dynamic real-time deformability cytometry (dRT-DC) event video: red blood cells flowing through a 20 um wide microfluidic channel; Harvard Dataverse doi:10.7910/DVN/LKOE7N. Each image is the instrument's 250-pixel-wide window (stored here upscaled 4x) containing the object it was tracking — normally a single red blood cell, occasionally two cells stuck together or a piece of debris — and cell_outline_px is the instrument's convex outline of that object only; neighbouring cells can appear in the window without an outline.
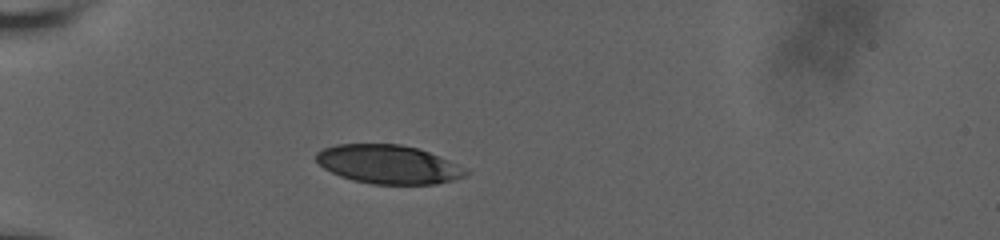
{"species": "human", "species_latin": "Homo sapiens", "temperature_condition": "room temperature", "stored_images_in_passage": 41, "camera_frame_rate_fps": 3000, "um_per_image_px": 0.085, "donor": {"sex": "male"}, "frame": {"image": 1, "passage_image": 1, "time_ms": 0.0, "image_size_px": [1000, 240], "cell_outline_px": [[472, 172], [464, 176], [452, 180], [436, 184], [372, 184], [352, 180], [340, 176], [324, 168], [316, 160], [316, 152], [324, 148], [336, 144], [400, 144], [416, 148], [428, 152], [448, 160]], "centroid_in_image_um": [32.99, 13.97], "position_along_channel_um": 52.0, "area_um2": 33.58}}
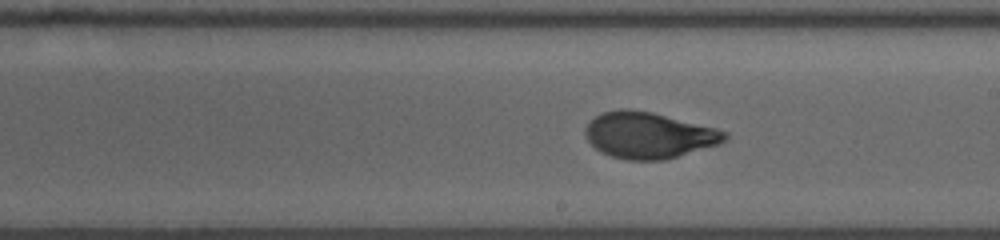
{"frame": {"image": 2, "passage_image": 18, "time_ms": 5.667, "image_size_px": [1000, 240], "cell_outline_px": [[728, 136], [720, 144], [664, 160], [628, 160], [612, 156], [600, 152], [588, 140], [584, 132], [584, 128], [596, 116], [604, 112], [620, 108], [628, 108], [652, 112], [716, 128], [728, 132]], "centroid_in_image_um": [55.15, 11.49], "position_along_channel_um": 233.9, "area_um2": 37.45}}
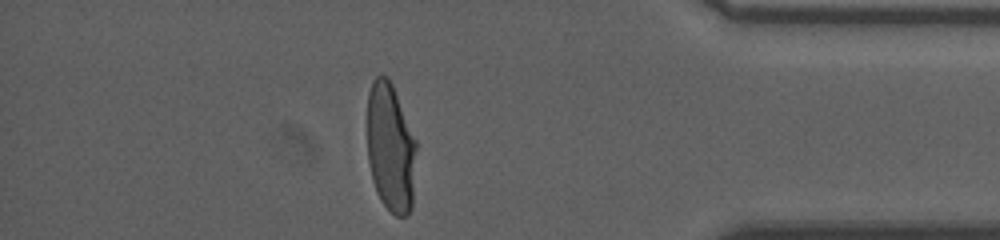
{"frame": {"image": 3, "passage_image": 34, "time_ms": 11.0, "image_size_px": [1000, 240], "cell_outline_px": [[416, 148], [412, 208], [408, 216], [396, 216], [380, 200], [376, 192], [372, 180], [368, 160], [368, 92], [372, 80], [376, 76], [388, 76], [392, 84], [416, 140]], "centroid_in_image_um": [33.2, 12.57], "position_along_channel_um": 402.0, "area_um2": 36.93}, "authors_computed_cell_mechanics": {"area_um2": 37.2232, "velocity_mm_per_s": 3.659, "shape_relaxation_time_tau1_ms": 5.4151, "shape_relaxation_time_tau2_ms": 0.7316, "deformation_change_tau1": 0.2017, "deformation_change_tau2": 0.0564}}